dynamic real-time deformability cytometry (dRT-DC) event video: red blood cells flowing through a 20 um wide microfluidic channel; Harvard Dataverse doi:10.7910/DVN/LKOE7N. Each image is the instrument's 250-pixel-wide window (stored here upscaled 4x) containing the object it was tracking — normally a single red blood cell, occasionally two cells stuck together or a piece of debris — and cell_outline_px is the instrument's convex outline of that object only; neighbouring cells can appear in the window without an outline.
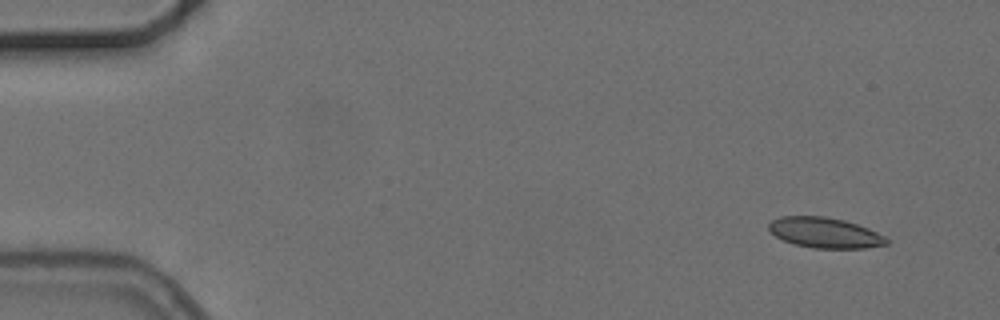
{"species": "common noctule bat (a hibernating species)", "species_latin": "Nyctalus noctula", "temperature_condition": "cold", "stored_images_in_passage": 5, "camera_frame_rate_fps": 3000, "um_per_image_px": 0.085, "animal": {"sex": "female", "body_mass_g": 24.6, "forearm_length_mm": 56.2}, "frame": {"image": 1, "passage_image": 1, "time_ms": 0.0, "image_size_px": [1000, 320], "cell_outline_px": [[888, 244], [864, 248], [812, 248], [792, 244], [768, 232], [768, 224], [772, 220], [780, 216], [824, 216], [844, 220], [868, 228], [884, 236], [888, 240]], "centroid_in_image_um": [70.07, 19.78], "position_along_channel_um": 14.9, "area_um2": 20.92}}
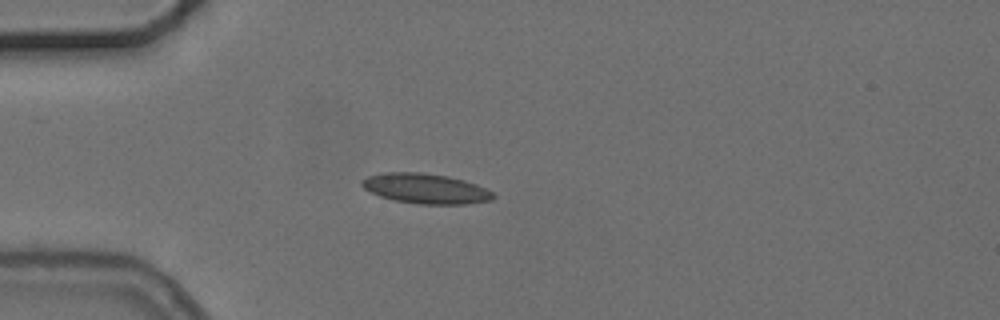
{"frame": {"image": 2, "passage_image": 4, "time_ms": 3.667, "image_size_px": [1000, 320], "cell_outline_px": [[496, 196], [492, 200], [464, 204], [420, 204], [396, 200], [380, 196], [364, 188], [360, 184], [360, 180], [368, 176], [384, 172], [420, 172], [448, 176], [464, 180], [476, 184], [492, 192]], "centroid_in_image_um": [36.17, 16.02], "position_along_channel_um": 48.8, "area_um2": 22.89}}